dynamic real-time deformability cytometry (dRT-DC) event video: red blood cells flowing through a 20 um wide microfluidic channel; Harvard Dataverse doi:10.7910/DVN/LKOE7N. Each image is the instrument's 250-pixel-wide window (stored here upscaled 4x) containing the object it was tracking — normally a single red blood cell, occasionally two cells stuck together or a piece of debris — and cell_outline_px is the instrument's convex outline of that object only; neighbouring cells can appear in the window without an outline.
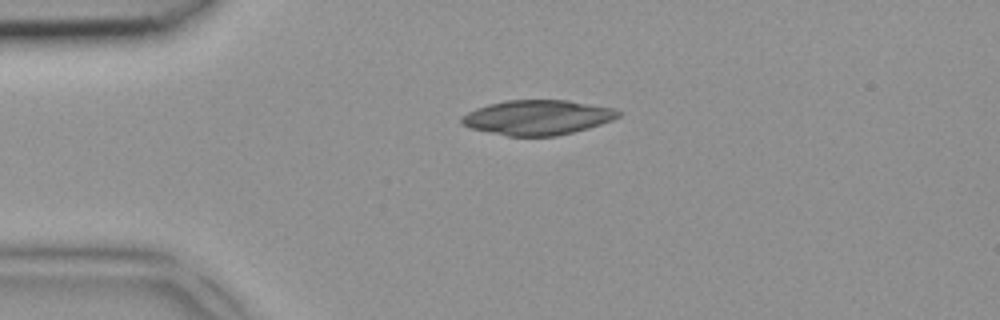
{"species": "common noctule bat (a hibernating species)", "species_latin": "Nyctalus noctula", "temperature_condition": "room temperature", "stored_images_in_passage": 4, "camera_frame_rate_fps": 3000, "um_per_image_px": 0.085, "animal": {"sex": "female", "body_mass_g": 18.4}, "frame": {"image": 1, "passage_image": 4, "time_ms": 1.0, "image_size_px": [1000, 320], "cell_outline_px": [[620, 116], [612, 120], [588, 128], [556, 136], [508, 136], [472, 128], [460, 124], [460, 116], [476, 108], [488, 104], [504, 100], [568, 100], [616, 108], [620, 112]], "centroid_in_image_um": [45.68, 9.97], "position_along_channel_um": 39.3, "area_um2": 31.85}}